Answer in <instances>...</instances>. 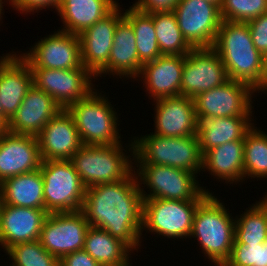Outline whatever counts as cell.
Wrapping results in <instances>:
<instances>
[{
	"label": "cell",
	"mask_w": 267,
	"mask_h": 266,
	"mask_svg": "<svg viewBox=\"0 0 267 266\" xmlns=\"http://www.w3.org/2000/svg\"><path fill=\"white\" fill-rule=\"evenodd\" d=\"M89 227L81 210L48 213L39 241L47 252L60 260L66 254L83 249Z\"/></svg>",
	"instance_id": "12"
},
{
	"label": "cell",
	"mask_w": 267,
	"mask_h": 266,
	"mask_svg": "<svg viewBox=\"0 0 267 266\" xmlns=\"http://www.w3.org/2000/svg\"><path fill=\"white\" fill-rule=\"evenodd\" d=\"M150 14L153 17L161 54L185 56L193 49L184 39L173 11L152 12Z\"/></svg>",
	"instance_id": "32"
},
{
	"label": "cell",
	"mask_w": 267,
	"mask_h": 266,
	"mask_svg": "<svg viewBox=\"0 0 267 266\" xmlns=\"http://www.w3.org/2000/svg\"><path fill=\"white\" fill-rule=\"evenodd\" d=\"M2 202L24 208L45 209L40 169L5 179L0 184Z\"/></svg>",
	"instance_id": "28"
},
{
	"label": "cell",
	"mask_w": 267,
	"mask_h": 266,
	"mask_svg": "<svg viewBox=\"0 0 267 266\" xmlns=\"http://www.w3.org/2000/svg\"><path fill=\"white\" fill-rule=\"evenodd\" d=\"M13 0H6V2L5 3H9V4H11V2H12Z\"/></svg>",
	"instance_id": "48"
},
{
	"label": "cell",
	"mask_w": 267,
	"mask_h": 266,
	"mask_svg": "<svg viewBox=\"0 0 267 266\" xmlns=\"http://www.w3.org/2000/svg\"><path fill=\"white\" fill-rule=\"evenodd\" d=\"M143 200L133 170L119 182L87 188L81 211L90 226L106 230L138 252L142 242Z\"/></svg>",
	"instance_id": "1"
},
{
	"label": "cell",
	"mask_w": 267,
	"mask_h": 266,
	"mask_svg": "<svg viewBox=\"0 0 267 266\" xmlns=\"http://www.w3.org/2000/svg\"><path fill=\"white\" fill-rule=\"evenodd\" d=\"M202 169L230 185L245 181L244 140L230 141L205 152Z\"/></svg>",
	"instance_id": "26"
},
{
	"label": "cell",
	"mask_w": 267,
	"mask_h": 266,
	"mask_svg": "<svg viewBox=\"0 0 267 266\" xmlns=\"http://www.w3.org/2000/svg\"><path fill=\"white\" fill-rule=\"evenodd\" d=\"M134 172L143 199L203 201L210 194L200 186L198 175L190 171L164 165H135ZM142 187L149 188V194Z\"/></svg>",
	"instance_id": "7"
},
{
	"label": "cell",
	"mask_w": 267,
	"mask_h": 266,
	"mask_svg": "<svg viewBox=\"0 0 267 266\" xmlns=\"http://www.w3.org/2000/svg\"><path fill=\"white\" fill-rule=\"evenodd\" d=\"M0 56V104L9 122L33 85L30 64L14 51Z\"/></svg>",
	"instance_id": "17"
},
{
	"label": "cell",
	"mask_w": 267,
	"mask_h": 266,
	"mask_svg": "<svg viewBox=\"0 0 267 266\" xmlns=\"http://www.w3.org/2000/svg\"><path fill=\"white\" fill-rule=\"evenodd\" d=\"M142 63L139 61L136 37L131 23L123 17L115 28L113 36V46L111 48L109 62L107 65L95 76V79L102 77L101 75L119 76L124 79L136 77L141 72ZM97 77V78H96Z\"/></svg>",
	"instance_id": "24"
},
{
	"label": "cell",
	"mask_w": 267,
	"mask_h": 266,
	"mask_svg": "<svg viewBox=\"0 0 267 266\" xmlns=\"http://www.w3.org/2000/svg\"><path fill=\"white\" fill-rule=\"evenodd\" d=\"M59 266H101L84 249L64 255L59 260Z\"/></svg>",
	"instance_id": "39"
},
{
	"label": "cell",
	"mask_w": 267,
	"mask_h": 266,
	"mask_svg": "<svg viewBox=\"0 0 267 266\" xmlns=\"http://www.w3.org/2000/svg\"><path fill=\"white\" fill-rule=\"evenodd\" d=\"M99 92L93 89L85 98L70 105L67 111L74 119L83 145L121 143L119 115L107 95Z\"/></svg>",
	"instance_id": "6"
},
{
	"label": "cell",
	"mask_w": 267,
	"mask_h": 266,
	"mask_svg": "<svg viewBox=\"0 0 267 266\" xmlns=\"http://www.w3.org/2000/svg\"><path fill=\"white\" fill-rule=\"evenodd\" d=\"M48 212L3 204L0 212V246L4 252L15 244L39 240Z\"/></svg>",
	"instance_id": "22"
},
{
	"label": "cell",
	"mask_w": 267,
	"mask_h": 266,
	"mask_svg": "<svg viewBox=\"0 0 267 266\" xmlns=\"http://www.w3.org/2000/svg\"><path fill=\"white\" fill-rule=\"evenodd\" d=\"M205 1L216 5L219 9H220L221 4H222V0H205Z\"/></svg>",
	"instance_id": "43"
},
{
	"label": "cell",
	"mask_w": 267,
	"mask_h": 266,
	"mask_svg": "<svg viewBox=\"0 0 267 266\" xmlns=\"http://www.w3.org/2000/svg\"><path fill=\"white\" fill-rule=\"evenodd\" d=\"M196 136L202 154L234 140H244L247 131L255 125L252 116L211 117L196 114Z\"/></svg>",
	"instance_id": "25"
},
{
	"label": "cell",
	"mask_w": 267,
	"mask_h": 266,
	"mask_svg": "<svg viewBox=\"0 0 267 266\" xmlns=\"http://www.w3.org/2000/svg\"><path fill=\"white\" fill-rule=\"evenodd\" d=\"M118 4L108 15L79 36L82 65L95 77L109 62L117 23L124 17Z\"/></svg>",
	"instance_id": "16"
},
{
	"label": "cell",
	"mask_w": 267,
	"mask_h": 266,
	"mask_svg": "<svg viewBox=\"0 0 267 266\" xmlns=\"http://www.w3.org/2000/svg\"><path fill=\"white\" fill-rule=\"evenodd\" d=\"M250 28L255 48L264 57L267 55V13L246 22Z\"/></svg>",
	"instance_id": "37"
},
{
	"label": "cell",
	"mask_w": 267,
	"mask_h": 266,
	"mask_svg": "<svg viewBox=\"0 0 267 266\" xmlns=\"http://www.w3.org/2000/svg\"><path fill=\"white\" fill-rule=\"evenodd\" d=\"M2 205H3V202H2V195H1V192H0V212H1Z\"/></svg>",
	"instance_id": "46"
},
{
	"label": "cell",
	"mask_w": 267,
	"mask_h": 266,
	"mask_svg": "<svg viewBox=\"0 0 267 266\" xmlns=\"http://www.w3.org/2000/svg\"><path fill=\"white\" fill-rule=\"evenodd\" d=\"M5 253L12 261L10 266H59V259L47 252L39 240L15 244Z\"/></svg>",
	"instance_id": "34"
},
{
	"label": "cell",
	"mask_w": 267,
	"mask_h": 266,
	"mask_svg": "<svg viewBox=\"0 0 267 266\" xmlns=\"http://www.w3.org/2000/svg\"><path fill=\"white\" fill-rule=\"evenodd\" d=\"M0 115L2 116V107H1V104H0Z\"/></svg>",
	"instance_id": "49"
},
{
	"label": "cell",
	"mask_w": 267,
	"mask_h": 266,
	"mask_svg": "<svg viewBox=\"0 0 267 266\" xmlns=\"http://www.w3.org/2000/svg\"><path fill=\"white\" fill-rule=\"evenodd\" d=\"M267 13V0H222V20L248 22Z\"/></svg>",
	"instance_id": "35"
},
{
	"label": "cell",
	"mask_w": 267,
	"mask_h": 266,
	"mask_svg": "<svg viewBox=\"0 0 267 266\" xmlns=\"http://www.w3.org/2000/svg\"><path fill=\"white\" fill-rule=\"evenodd\" d=\"M61 109L51 96L32 85L9 121V132L37 136Z\"/></svg>",
	"instance_id": "23"
},
{
	"label": "cell",
	"mask_w": 267,
	"mask_h": 266,
	"mask_svg": "<svg viewBox=\"0 0 267 266\" xmlns=\"http://www.w3.org/2000/svg\"><path fill=\"white\" fill-rule=\"evenodd\" d=\"M262 198H263L262 200L267 204V194Z\"/></svg>",
	"instance_id": "47"
},
{
	"label": "cell",
	"mask_w": 267,
	"mask_h": 266,
	"mask_svg": "<svg viewBox=\"0 0 267 266\" xmlns=\"http://www.w3.org/2000/svg\"><path fill=\"white\" fill-rule=\"evenodd\" d=\"M254 88L242 81L225 84L200 93L194 98L196 114L211 117L252 116ZM253 95V96H252Z\"/></svg>",
	"instance_id": "14"
},
{
	"label": "cell",
	"mask_w": 267,
	"mask_h": 266,
	"mask_svg": "<svg viewBox=\"0 0 267 266\" xmlns=\"http://www.w3.org/2000/svg\"><path fill=\"white\" fill-rule=\"evenodd\" d=\"M39 169L48 213L81 210L86 188L70 160H45Z\"/></svg>",
	"instance_id": "8"
},
{
	"label": "cell",
	"mask_w": 267,
	"mask_h": 266,
	"mask_svg": "<svg viewBox=\"0 0 267 266\" xmlns=\"http://www.w3.org/2000/svg\"><path fill=\"white\" fill-rule=\"evenodd\" d=\"M9 132V122L0 115V139Z\"/></svg>",
	"instance_id": "42"
},
{
	"label": "cell",
	"mask_w": 267,
	"mask_h": 266,
	"mask_svg": "<svg viewBox=\"0 0 267 266\" xmlns=\"http://www.w3.org/2000/svg\"><path fill=\"white\" fill-rule=\"evenodd\" d=\"M211 192L197 207L190 239H196L202 253L215 266L229 259L235 239V218Z\"/></svg>",
	"instance_id": "3"
},
{
	"label": "cell",
	"mask_w": 267,
	"mask_h": 266,
	"mask_svg": "<svg viewBox=\"0 0 267 266\" xmlns=\"http://www.w3.org/2000/svg\"><path fill=\"white\" fill-rule=\"evenodd\" d=\"M22 53L30 68L60 70L82 66L79 36L62 30L38 40L28 52Z\"/></svg>",
	"instance_id": "15"
},
{
	"label": "cell",
	"mask_w": 267,
	"mask_h": 266,
	"mask_svg": "<svg viewBox=\"0 0 267 266\" xmlns=\"http://www.w3.org/2000/svg\"><path fill=\"white\" fill-rule=\"evenodd\" d=\"M202 201L151 198L143 200L142 232L149 230L167 239H185L192 233L193 218Z\"/></svg>",
	"instance_id": "9"
},
{
	"label": "cell",
	"mask_w": 267,
	"mask_h": 266,
	"mask_svg": "<svg viewBox=\"0 0 267 266\" xmlns=\"http://www.w3.org/2000/svg\"><path fill=\"white\" fill-rule=\"evenodd\" d=\"M123 13L132 25L139 61L144 65L162 55L158 46L152 15L136 9L133 5L125 12L123 10Z\"/></svg>",
	"instance_id": "30"
},
{
	"label": "cell",
	"mask_w": 267,
	"mask_h": 266,
	"mask_svg": "<svg viewBox=\"0 0 267 266\" xmlns=\"http://www.w3.org/2000/svg\"><path fill=\"white\" fill-rule=\"evenodd\" d=\"M4 2H5V0L4 1L0 0V22L2 21V17H3L2 15H4V14H2L3 13L2 11L4 10L3 6L6 5Z\"/></svg>",
	"instance_id": "44"
},
{
	"label": "cell",
	"mask_w": 267,
	"mask_h": 266,
	"mask_svg": "<svg viewBox=\"0 0 267 266\" xmlns=\"http://www.w3.org/2000/svg\"><path fill=\"white\" fill-rule=\"evenodd\" d=\"M130 261H131V259L128 262H126V263H124L122 265H118V266H132L131 265L132 263H130Z\"/></svg>",
	"instance_id": "45"
},
{
	"label": "cell",
	"mask_w": 267,
	"mask_h": 266,
	"mask_svg": "<svg viewBox=\"0 0 267 266\" xmlns=\"http://www.w3.org/2000/svg\"><path fill=\"white\" fill-rule=\"evenodd\" d=\"M123 147L115 145H82L71 157L75 171L85 188L95 185L119 182L134 170L133 140ZM130 152V155L126 152ZM126 153H125V152ZM132 157V158H131Z\"/></svg>",
	"instance_id": "4"
},
{
	"label": "cell",
	"mask_w": 267,
	"mask_h": 266,
	"mask_svg": "<svg viewBox=\"0 0 267 266\" xmlns=\"http://www.w3.org/2000/svg\"><path fill=\"white\" fill-rule=\"evenodd\" d=\"M118 4L116 0H62L57 13L64 25L59 30L79 35L103 19Z\"/></svg>",
	"instance_id": "27"
},
{
	"label": "cell",
	"mask_w": 267,
	"mask_h": 266,
	"mask_svg": "<svg viewBox=\"0 0 267 266\" xmlns=\"http://www.w3.org/2000/svg\"><path fill=\"white\" fill-rule=\"evenodd\" d=\"M62 0H13L11 2L12 9L19 11L20 14H34L45 8H53L58 11Z\"/></svg>",
	"instance_id": "38"
},
{
	"label": "cell",
	"mask_w": 267,
	"mask_h": 266,
	"mask_svg": "<svg viewBox=\"0 0 267 266\" xmlns=\"http://www.w3.org/2000/svg\"><path fill=\"white\" fill-rule=\"evenodd\" d=\"M30 69L33 85L51 96L62 109L85 98L96 88L92 83L95 77L83 65L75 69Z\"/></svg>",
	"instance_id": "11"
},
{
	"label": "cell",
	"mask_w": 267,
	"mask_h": 266,
	"mask_svg": "<svg viewBox=\"0 0 267 266\" xmlns=\"http://www.w3.org/2000/svg\"><path fill=\"white\" fill-rule=\"evenodd\" d=\"M154 135L188 137L196 135L195 101L185 96L154 100Z\"/></svg>",
	"instance_id": "19"
},
{
	"label": "cell",
	"mask_w": 267,
	"mask_h": 266,
	"mask_svg": "<svg viewBox=\"0 0 267 266\" xmlns=\"http://www.w3.org/2000/svg\"><path fill=\"white\" fill-rule=\"evenodd\" d=\"M42 161L70 160L83 145L75 122L67 109H61L37 135Z\"/></svg>",
	"instance_id": "18"
},
{
	"label": "cell",
	"mask_w": 267,
	"mask_h": 266,
	"mask_svg": "<svg viewBox=\"0 0 267 266\" xmlns=\"http://www.w3.org/2000/svg\"><path fill=\"white\" fill-rule=\"evenodd\" d=\"M256 93H267V55L263 58V73L260 79V82L254 87ZM258 91V92H257Z\"/></svg>",
	"instance_id": "41"
},
{
	"label": "cell",
	"mask_w": 267,
	"mask_h": 266,
	"mask_svg": "<svg viewBox=\"0 0 267 266\" xmlns=\"http://www.w3.org/2000/svg\"><path fill=\"white\" fill-rule=\"evenodd\" d=\"M223 266H267V240L262 244L233 243Z\"/></svg>",
	"instance_id": "36"
},
{
	"label": "cell",
	"mask_w": 267,
	"mask_h": 266,
	"mask_svg": "<svg viewBox=\"0 0 267 266\" xmlns=\"http://www.w3.org/2000/svg\"><path fill=\"white\" fill-rule=\"evenodd\" d=\"M248 208L235 217L233 243L262 244L267 240V204L260 199Z\"/></svg>",
	"instance_id": "31"
},
{
	"label": "cell",
	"mask_w": 267,
	"mask_h": 266,
	"mask_svg": "<svg viewBox=\"0 0 267 266\" xmlns=\"http://www.w3.org/2000/svg\"><path fill=\"white\" fill-rule=\"evenodd\" d=\"M41 162L37 136L8 132L0 139V184L7 178L38 170Z\"/></svg>",
	"instance_id": "20"
},
{
	"label": "cell",
	"mask_w": 267,
	"mask_h": 266,
	"mask_svg": "<svg viewBox=\"0 0 267 266\" xmlns=\"http://www.w3.org/2000/svg\"><path fill=\"white\" fill-rule=\"evenodd\" d=\"M133 140L134 165L171 166L196 175L202 171L203 154L196 135L163 137L150 132Z\"/></svg>",
	"instance_id": "5"
},
{
	"label": "cell",
	"mask_w": 267,
	"mask_h": 266,
	"mask_svg": "<svg viewBox=\"0 0 267 266\" xmlns=\"http://www.w3.org/2000/svg\"><path fill=\"white\" fill-rule=\"evenodd\" d=\"M267 133V132H266ZM254 125L244 137L245 179L267 178V134ZM247 177V178H246Z\"/></svg>",
	"instance_id": "33"
},
{
	"label": "cell",
	"mask_w": 267,
	"mask_h": 266,
	"mask_svg": "<svg viewBox=\"0 0 267 266\" xmlns=\"http://www.w3.org/2000/svg\"><path fill=\"white\" fill-rule=\"evenodd\" d=\"M184 39L193 48H213L222 21L220 9L205 0H179L173 8Z\"/></svg>",
	"instance_id": "10"
},
{
	"label": "cell",
	"mask_w": 267,
	"mask_h": 266,
	"mask_svg": "<svg viewBox=\"0 0 267 266\" xmlns=\"http://www.w3.org/2000/svg\"><path fill=\"white\" fill-rule=\"evenodd\" d=\"M229 80L222 59L213 48H196L185 55L181 96L194 99Z\"/></svg>",
	"instance_id": "13"
},
{
	"label": "cell",
	"mask_w": 267,
	"mask_h": 266,
	"mask_svg": "<svg viewBox=\"0 0 267 266\" xmlns=\"http://www.w3.org/2000/svg\"><path fill=\"white\" fill-rule=\"evenodd\" d=\"M213 49L219 54L230 80L253 88L263 73V56L255 48L246 22L222 20Z\"/></svg>",
	"instance_id": "2"
},
{
	"label": "cell",
	"mask_w": 267,
	"mask_h": 266,
	"mask_svg": "<svg viewBox=\"0 0 267 266\" xmlns=\"http://www.w3.org/2000/svg\"><path fill=\"white\" fill-rule=\"evenodd\" d=\"M83 249L101 266H118L130 260L134 251L123 241L112 237L106 230L90 226ZM130 252V253H129Z\"/></svg>",
	"instance_id": "29"
},
{
	"label": "cell",
	"mask_w": 267,
	"mask_h": 266,
	"mask_svg": "<svg viewBox=\"0 0 267 266\" xmlns=\"http://www.w3.org/2000/svg\"><path fill=\"white\" fill-rule=\"evenodd\" d=\"M185 56L162 54L142 65L137 78L146 88L151 100L181 95V80ZM141 78V79H140Z\"/></svg>",
	"instance_id": "21"
},
{
	"label": "cell",
	"mask_w": 267,
	"mask_h": 266,
	"mask_svg": "<svg viewBox=\"0 0 267 266\" xmlns=\"http://www.w3.org/2000/svg\"><path fill=\"white\" fill-rule=\"evenodd\" d=\"M179 0H136L133 6L143 12L173 11Z\"/></svg>",
	"instance_id": "40"
}]
</instances>
